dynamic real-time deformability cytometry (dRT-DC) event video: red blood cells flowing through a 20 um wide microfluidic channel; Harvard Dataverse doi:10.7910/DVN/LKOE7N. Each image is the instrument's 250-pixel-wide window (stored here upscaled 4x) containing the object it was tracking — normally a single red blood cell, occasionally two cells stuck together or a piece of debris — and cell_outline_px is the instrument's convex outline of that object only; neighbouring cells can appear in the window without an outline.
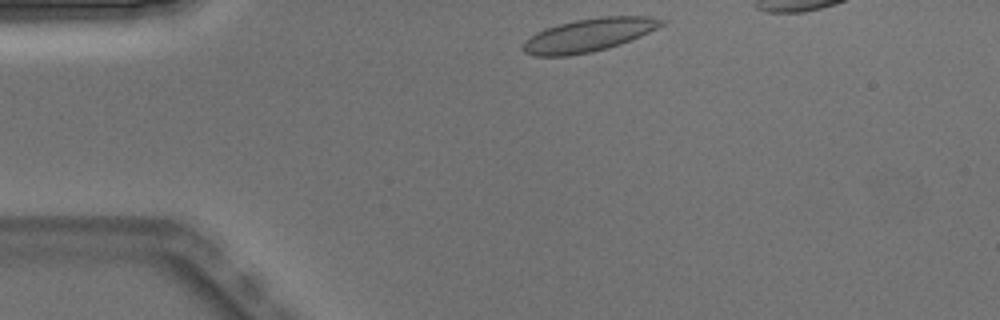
{"species": "Egyptian fruit bat (a non-hibernating species)", "species_latin": "Rousettus aegyptiacus", "temperature_condition": "warm", "stored_images_in_passage": 3, "camera_frame_rate_fps": 3000, "um_per_image_px": 0.085, "animal": {"sex": "male"}, "frame": {"image": 1, "passage_image": 1, "time_ms": 0.0, "image_size_px": [1000, 320], "cell_outline_px": [[668, 20], [664, 24], [640, 36], [620, 44], [592, 52], [568, 56], [536, 56], [524, 52], [520, 48], [524, 40], [536, 32], [560, 24], [576, 20], [600, 16], [648, 16]], "centroid_in_image_um": [50.02, 2.98], "position_along_channel_um": 35.0, "area_um2": 26.7}}